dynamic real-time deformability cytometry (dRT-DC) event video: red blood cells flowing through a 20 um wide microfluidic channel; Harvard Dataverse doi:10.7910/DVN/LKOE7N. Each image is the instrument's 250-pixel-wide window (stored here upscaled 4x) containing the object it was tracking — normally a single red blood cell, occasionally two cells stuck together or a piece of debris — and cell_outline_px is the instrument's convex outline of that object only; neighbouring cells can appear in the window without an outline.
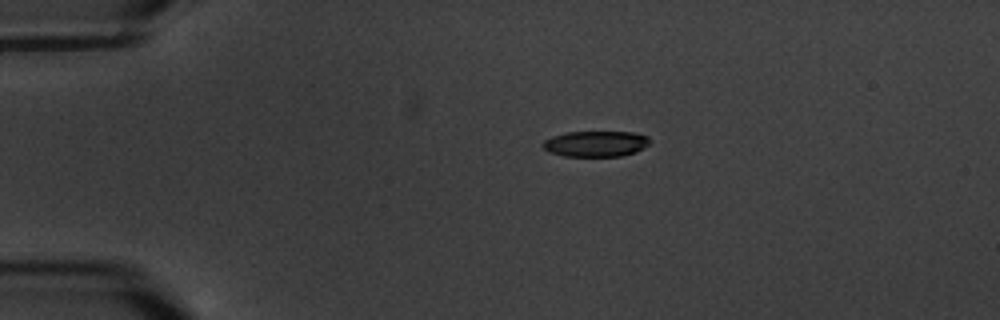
{"species": "common noctule bat (a hibernating species)", "species_latin": "Nyctalus noctula", "temperature_condition": "warm", "stored_images_in_passage": 2, "camera_frame_rate_fps": 3000, "um_per_image_px": 0.085, "animal": {"sex": "male", "body_mass_g": 20.1, "forearm_length_mm": 53.5}, "frame": {"image": 1, "passage_image": 2, "time_ms": 2.0, "image_size_px": [1000, 320], "cell_outline_px": [[652, 140], [644, 148], [636, 152], [620, 156], [564, 156], [548, 152], [540, 144], [544, 140], [552, 136], [564, 132], [632, 132], [648, 136]], "centroid_in_image_um": [50.63, 12.22], "position_along_channel_um": 34.4, "area_um2": 16.24}}